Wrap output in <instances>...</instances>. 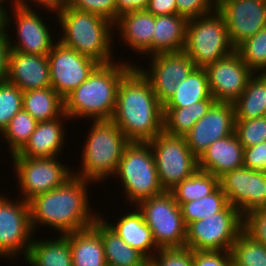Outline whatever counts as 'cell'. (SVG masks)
<instances>
[{"label": "cell", "mask_w": 266, "mask_h": 266, "mask_svg": "<svg viewBox=\"0 0 266 266\" xmlns=\"http://www.w3.org/2000/svg\"><path fill=\"white\" fill-rule=\"evenodd\" d=\"M163 104L134 66L120 81L112 121L130 142H148L163 132Z\"/></svg>", "instance_id": "cell-1"}, {"label": "cell", "mask_w": 266, "mask_h": 266, "mask_svg": "<svg viewBox=\"0 0 266 266\" xmlns=\"http://www.w3.org/2000/svg\"><path fill=\"white\" fill-rule=\"evenodd\" d=\"M91 181L73 175L56 189L40 194L29 201L33 231L43 225L62 236L93 226L100 217L92 213L88 196Z\"/></svg>", "instance_id": "cell-2"}, {"label": "cell", "mask_w": 266, "mask_h": 266, "mask_svg": "<svg viewBox=\"0 0 266 266\" xmlns=\"http://www.w3.org/2000/svg\"><path fill=\"white\" fill-rule=\"evenodd\" d=\"M117 62V63H116ZM100 64L93 73L64 99V113L69 119H112L117 89L134 64L121 61Z\"/></svg>", "instance_id": "cell-3"}, {"label": "cell", "mask_w": 266, "mask_h": 266, "mask_svg": "<svg viewBox=\"0 0 266 266\" xmlns=\"http://www.w3.org/2000/svg\"><path fill=\"white\" fill-rule=\"evenodd\" d=\"M56 12L55 17L58 18L63 31L61 39H57L60 43L100 64L114 62L111 37L115 33L114 23L99 15L69 7L67 4Z\"/></svg>", "instance_id": "cell-4"}, {"label": "cell", "mask_w": 266, "mask_h": 266, "mask_svg": "<svg viewBox=\"0 0 266 266\" xmlns=\"http://www.w3.org/2000/svg\"><path fill=\"white\" fill-rule=\"evenodd\" d=\"M75 176L98 183L115 176L125 147L130 141L111 120H93Z\"/></svg>", "instance_id": "cell-5"}, {"label": "cell", "mask_w": 266, "mask_h": 266, "mask_svg": "<svg viewBox=\"0 0 266 266\" xmlns=\"http://www.w3.org/2000/svg\"><path fill=\"white\" fill-rule=\"evenodd\" d=\"M116 175L121 180L130 206H137L140 202L164 192L148 142H130L125 147Z\"/></svg>", "instance_id": "cell-6"}, {"label": "cell", "mask_w": 266, "mask_h": 266, "mask_svg": "<svg viewBox=\"0 0 266 266\" xmlns=\"http://www.w3.org/2000/svg\"><path fill=\"white\" fill-rule=\"evenodd\" d=\"M233 51L225 21L217 9L187 20L183 52L196 67L206 68Z\"/></svg>", "instance_id": "cell-7"}, {"label": "cell", "mask_w": 266, "mask_h": 266, "mask_svg": "<svg viewBox=\"0 0 266 266\" xmlns=\"http://www.w3.org/2000/svg\"><path fill=\"white\" fill-rule=\"evenodd\" d=\"M240 211L228 204L221 212L186 227L185 247L194 251L230 252L236 238L243 232Z\"/></svg>", "instance_id": "cell-8"}, {"label": "cell", "mask_w": 266, "mask_h": 266, "mask_svg": "<svg viewBox=\"0 0 266 266\" xmlns=\"http://www.w3.org/2000/svg\"><path fill=\"white\" fill-rule=\"evenodd\" d=\"M136 207L152 231L158 249L185 248L187 226L170 191L152 196Z\"/></svg>", "instance_id": "cell-9"}, {"label": "cell", "mask_w": 266, "mask_h": 266, "mask_svg": "<svg viewBox=\"0 0 266 266\" xmlns=\"http://www.w3.org/2000/svg\"><path fill=\"white\" fill-rule=\"evenodd\" d=\"M148 143L164 191L172 190L199 169L198 158L188 147L185 136H172L163 131Z\"/></svg>", "instance_id": "cell-10"}, {"label": "cell", "mask_w": 266, "mask_h": 266, "mask_svg": "<svg viewBox=\"0 0 266 266\" xmlns=\"http://www.w3.org/2000/svg\"><path fill=\"white\" fill-rule=\"evenodd\" d=\"M18 179L22 200L29 202L34 197L58 188L74 173L57 158H29L11 156Z\"/></svg>", "instance_id": "cell-11"}, {"label": "cell", "mask_w": 266, "mask_h": 266, "mask_svg": "<svg viewBox=\"0 0 266 266\" xmlns=\"http://www.w3.org/2000/svg\"><path fill=\"white\" fill-rule=\"evenodd\" d=\"M16 199L13 201L0 194V249L8 259H15L21 253L25 260L35 232L29 202Z\"/></svg>", "instance_id": "cell-12"}, {"label": "cell", "mask_w": 266, "mask_h": 266, "mask_svg": "<svg viewBox=\"0 0 266 266\" xmlns=\"http://www.w3.org/2000/svg\"><path fill=\"white\" fill-rule=\"evenodd\" d=\"M219 186L228 203L237 208L242 218L266 208V172L245 166L222 175Z\"/></svg>", "instance_id": "cell-13"}, {"label": "cell", "mask_w": 266, "mask_h": 266, "mask_svg": "<svg viewBox=\"0 0 266 266\" xmlns=\"http://www.w3.org/2000/svg\"><path fill=\"white\" fill-rule=\"evenodd\" d=\"M51 87L65 99L100 65L96 60L78 53L58 40L49 52Z\"/></svg>", "instance_id": "cell-14"}, {"label": "cell", "mask_w": 266, "mask_h": 266, "mask_svg": "<svg viewBox=\"0 0 266 266\" xmlns=\"http://www.w3.org/2000/svg\"><path fill=\"white\" fill-rule=\"evenodd\" d=\"M10 11L6 13V30L11 27V20L14 19L16 27V39L9 38L11 51L23 54L48 55L53 46L54 37L51 36L50 28L37 13L35 8H23L11 4ZM35 9V10H34ZM14 16V17H12ZM12 17V18H11ZM18 39L17 42H15Z\"/></svg>", "instance_id": "cell-15"}, {"label": "cell", "mask_w": 266, "mask_h": 266, "mask_svg": "<svg viewBox=\"0 0 266 266\" xmlns=\"http://www.w3.org/2000/svg\"><path fill=\"white\" fill-rule=\"evenodd\" d=\"M149 70L134 66L150 82L157 99L164 104L175 93L179 82L196 68L193 60L184 52L151 55Z\"/></svg>", "instance_id": "cell-16"}, {"label": "cell", "mask_w": 266, "mask_h": 266, "mask_svg": "<svg viewBox=\"0 0 266 266\" xmlns=\"http://www.w3.org/2000/svg\"><path fill=\"white\" fill-rule=\"evenodd\" d=\"M236 49L266 27V0H227L217 6Z\"/></svg>", "instance_id": "cell-17"}, {"label": "cell", "mask_w": 266, "mask_h": 266, "mask_svg": "<svg viewBox=\"0 0 266 266\" xmlns=\"http://www.w3.org/2000/svg\"><path fill=\"white\" fill-rule=\"evenodd\" d=\"M210 93L216 102L233 103L245 90L254 73L235 50L206 68Z\"/></svg>", "instance_id": "cell-18"}, {"label": "cell", "mask_w": 266, "mask_h": 266, "mask_svg": "<svg viewBox=\"0 0 266 266\" xmlns=\"http://www.w3.org/2000/svg\"><path fill=\"white\" fill-rule=\"evenodd\" d=\"M235 111L230 102H215L185 135L188 147L199 158L215 141L234 133Z\"/></svg>", "instance_id": "cell-19"}, {"label": "cell", "mask_w": 266, "mask_h": 266, "mask_svg": "<svg viewBox=\"0 0 266 266\" xmlns=\"http://www.w3.org/2000/svg\"><path fill=\"white\" fill-rule=\"evenodd\" d=\"M6 81L23 92L51 87L48 56L11 51Z\"/></svg>", "instance_id": "cell-20"}, {"label": "cell", "mask_w": 266, "mask_h": 266, "mask_svg": "<svg viewBox=\"0 0 266 266\" xmlns=\"http://www.w3.org/2000/svg\"><path fill=\"white\" fill-rule=\"evenodd\" d=\"M70 120L63 113L60 117L50 120L38 122L36 129L31 134L25 146L15 154L17 157L29 158H53L58 157V154L64 148L65 133L64 120Z\"/></svg>", "instance_id": "cell-21"}, {"label": "cell", "mask_w": 266, "mask_h": 266, "mask_svg": "<svg viewBox=\"0 0 266 266\" xmlns=\"http://www.w3.org/2000/svg\"><path fill=\"white\" fill-rule=\"evenodd\" d=\"M244 147L235 133L211 144L198 158L199 170L220 178L222 175L243 166Z\"/></svg>", "instance_id": "cell-22"}, {"label": "cell", "mask_w": 266, "mask_h": 266, "mask_svg": "<svg viewBox=\"0 0 266 266\" xmlns=\"http://www.w3.org/2000/svg\"><path fill=\"white\" fill-rule=\"evenodd\" d=\"M154 27L155 16L147 10L125 13L114 24L124 45L126 43L134 52L148 56L152 55Z\"/></svg>", "instance_id": "cell-23"}, {"label": "cell", "mask_w": 266, "mask_h": 266, "mask_svg": "<svg viewBox=\"0 0 266 266\" xmlns=\"http://www.w3.org/2000/svg\"><path fill=\"white\" fill-rule=\"evenodd\" d=\"M122 215L115 223L110 224L105 217H100L107 225L114 230L124 242L132 248L141 252L148 260H150L159 250L155 244L152 231L144 221L142 213L137 209ZM152 251V252H151ZM154 251V252H153Z\"/></svg>", "instance_id": "cell-24"}, {"label": "cell", "mask_w": 266, "mask_h": 266, "mask_svg": "<svg viewBox=\"0 0 266 266\" xmlns=\"http://www.w3.org/2000/svg\"><path fill=\"white\" fill-rule=\"evenodd\" d=\"M93 227L101 236L106 266H149V260L124 242L101 217L94 222Z\"/></svg>", "instance_id": "cell-25"}, {"label": "cell", "mask_w": 266, "mask_h": 266, "mask_svg": "<svg viewBox=\"0 0 266 266\" xmlns=\"http://www.w3.org/2000/svg\"><path fill=\"white\" fill-rule=\"evenodd\" d=\"M187 19L178 14L155 16L152 55L180 53L185 46Z\"/></svg>", "instance_id": "cell-26"}, {"label": "cell", "mask_w": 266, "mask_h": 266, "mask_svg": "<svg viewBox=\"0 0 266 266\" xmlns=\"http://www.w3.org/2000/svg\"><path fill=\"white\" fill-rule=\"evenodd\" d=\"M64 236L70 242L73 266H106L104 245L93 226Z\"/></svg>", "instance_id": "cell-27"}, {"label": "cell", "mask_w": 266, "mask_h": 266, "mask_svg": "<svg viewBox=\"0 0 266 266\" xmlns=\"http://www.w3.org/2000/svg\"><path fill=\"white\" fill-rule=\"evenodd\" d=\"M25 263L29 266H73L70 242L62 235L54 240L34 238Z\"/></svg>", "instance_id": "cell-28"}, {"label": "cell", "mask_w": 266, "mask_h": 266, "mask_svg": "<svg viewBox=\"0 0 266 266\" xmlns=\"http://www.w3.org/2000/svg\"><path fill=\"white\" fill-rule=\"evenodd\" d=\"M233 105L235 120L266 116V73H254Z\"/></svg>", "instance_id": "cell-29"}, {"label": "cell", "mask_w": 266, "mask_h": 266, "mask_svg": "<svg viewBox=\"0 0 266 266\" xmlns=\"http://www.w3.org/2000/svg\"><path fill=\"white\" fill-rule=\"evenodd\" d=\"M211 95L193 105L183 108H163V131L172 136H185L215 103Z\"/></svg>", "instance_id": "cell-30"}, {"label": "cell", "mask_w": 266, "mask_h": 266, "mask_svg": "<svg viewBox=\"0 0 266 266\" xmlns=\"http://www.w3.org/2000/svg\"><path fill=\"white\" fill-rule=\"evenodd\" d=\"M22 107L37 122L50 121L64 113V99L52 88L23 92Z\"/></svg>", "instance_id": "cell-31"}, {"label": "cell", "mask_w": 266, "mask_h": 266, "mask_svg": "<svg viewBox=\"0 0 266 266\" xmlns=\"http://www.w3.org/2000/svg\"><path fill=\"white\" fill-rule=\"evenodd\" d=\"M210 96L207 71L196 67L187 78L178 83L175 93L163 104V108L188 107Z\"/></svg>", "instance_id": "cell-32"}, {"label": "cell", "mask_w": 266, "mask_h": 266, "mask_svg": "<svg viewBox=\"0 0 266 266\" xmlns=\"http://www.w3.org/2000/svg\"><path fill=\"white\" fill-rule=\"evenodd\" d=\"M218 187V177L198 169L189 178L184 179L181 183L176 185L170 192L176 203L180 206L183 203L198 200L210 195Z\"/></svg>", "instance_id": "cell-33"}, {"label": "cell", "mask_w": 266, "mask_h": 266, "mask_svg": "<svg viewBox=\"0 0 266 266\" xmlns=\"http://www.w3.org/2000/svg\"><path fill=\"white\" fill-rule=\"evenodd\" d=\"M228 200L219 186L213 193L180 205L181 214L186 226L194 221L202 220L221 212L227 205Z\"/></svg>", "instance_id": "cell-34"}, {"label": "cell", "mask_w": 266, "mask_h": 266, "mask_svg": "<svg viewBox=\"0 0 266 266\" xmlns=\"http://www.w3.org/2000/svg\"><path fill=\"white\" fill-rule=\"evenodd\" d=\"M37 124L38 122L23 108L11 119L1 133L9 145L10 156L17 154L25 146Z\"/></svg>", "instance_id": "cell-35"}, {"label": "cell", "mask_w": 266, "mask_h": 266, "mask_svg": "<svg viewBox=\"0 0 266 266\" xmlns=\"http://www.w3.org/2000/svg\"><path fill=\"white\" fill-rule=\"evenodd\" d=\"M230 253L234 266H266V246L244 231L236 238Z\"/></svg>", "instance_id": "cell-36"}, {"label": "cell", "mask_w": 266, "mask_h": 266, "mask_svg": "<svg viewBox=\"0 0 266 266\" xmlns=\"http://www.w3.org/2000/svg\"><path fill=\"white\" fill-rule=\"evenodd\" d=\"M235 50L253 73H266V27L246 39Z\"/></svg>", "instance_id": "cell-37"}, {"label": "cell", "mask_w": 266, "mask_h": 266, "mask_svg": "<svg viewBox=\"0 0 266 266\" xmlns=\"http://www.w3.org/2000/svg\"><path fill=\"white\" fill-rule=\"evenodd\" d=\"M23 91L5 81H0V133L11 119L23 108Z\"/></svg>", "instance_id": "cell-38"}, {"label": "cell", "mask_w": 266, "mask_h": 266, "mask_svg": "<svg viewBox=\"0 0 266 266\" xmlns=\"http://www.w3.org/2000/svg\"><path fill=\"white\" fill-rule=\"evenodd\" d=\"M234 133L244 148L266 141V116L235 120Z\"/></svg>", "instance_id": "cell-39"}, {"label": "cell", "mask_w": 266, "mask_h": 266, "mask_svg": "<svg viewBox=\"0 0 266 266\" xmlns=\"http://www.w3.org/2000/svg\"><path fill=\"white\" fill-rule=\"evenodd\" d=\"M67 5L79 11L99 15L114 24L117 22L116 0H71Z\"/></svg>", "instance_id": "cell-40"}, {"label": "cell", "mask_w": 266, "mask_h": 266, "mask_svg": "<svg viewBox=\"0 0 266 266\" xmlns=\"http://www.w3.org/2000/svg\"><path fill=\"white\" fill-rule=\"evenodd\" d=\"M149 266H194L192 250L186 247L159 249L149 260Z\"/></svg>", "instance_id": "cell-41"}, {"label": "cell", "mask_w": 266, "mask_h": 266, "mask_svg": "<svg viewBox=\"0 0 266 266\" xmlns=\"http://www.w3.org/2000/svg\"><path fill=\"white\" fill-rule=\"evenodd\" d=\"M243 231L256 242L266 246V208L246 216Z\"/></svg>", "instance_id": "cell-42"}, {"label": "cell", "mask_w": 266, "mask_h": 266, "mask_svg": "<svg viewBox=\"0 0 266 266\" xmlns=\"http://www.w3.org/2000/svg\"><path fill=\"white\" fill-rule=\"evenodd\" d=\"M176 6L177 14L184 16L187 20L217 9L215 0H176Z\"/></svg>", "instance_id": "cell-43"}, {"label": "cell", "mask_w": 266, "mask_h": 266, "mask_svg": "<svg viewBox=\"0 0 266 266\" xmlns=\"http://www.w3.org/2000/svg\"><path fill=\"white\" fill-rule=\"evenodd\" d=\"M194 266H234L232 255L227 251H194Z\"/></svg>", "instance_id": "cell-44"}, {"label": "cell", "mask_w": 266, "mask_h": 266, "mask_svg": "<svg viewBox=\"0 0 266 266\" xmlns=\"http://www.w3.org/2000/svg\"><path fill=\"white\" fill-rule=\"evenodd\" d=\"M243 166L266 172V141L244 148Z\"/></svg>", "instance_id": "cell-45"}, {"label": "cell", "mask_w": 266, "mask_h": 266, "mask_svg": "<svg viewBox=\"0 0 266 266\" xmlns=\"http://www.w3.org/2000/svg\"><path fill=\"white\" fill-rule=\"evenodd\" d=\"M8 30L0 35V81H5L8 74L9 55L11 47L9 44Z\"/></svg>", "instance_id": "cell-46"}, {"label": "cell", "mask_w": 266, "mask_h": 266, "mask_svg": "<svg viewBox=\"0 0 266 266\" xmlns=\"http://www.w3.org/2000/svg\"><path fill=\"white\" fill-rule=\"evenodd\" d=\"M146 10L154 16L177 14L176 0H149Z\"/></svg>", "instance_id": "cell-47"}, {"label": "cell", "mask_w": 266, "mask_h": 266, "mask_svg": "<svg viewBox=\"0 0 266 266\" xmlns=\"http://www.w3.org/2000/svg\"><path fill=\"white\" fill-rule=\"evenodd\" d=\"M13 5L23 7V8H32L30 2H33L35 4L36 8H42L49 11H52L56 15V11L61 7V0H9ZM40 6V7H38ZM55 11V12H54Z\"/></svg>", "instance_id": "cell-48"}, {"label": "cell", "mask_w": 266, "mask_h": 266, "mask_svg": "<svg viewBox=\"0 0 266 266\" xmlns=\"http://www.w3.org/2000/svg\"><path fill=\"white\" fill-rule=\"evenodd\" d=\"M116 2L117 20L125 13L146 10L149 4V0H116Z\"/></svg>", "instance_id": "cell-49"}, {"label": "cell", "mask_w": 266, "mask_h": 266, "mask_svg": "<svg viewBox=\"0 0 266 266\" xmlns=\"http://www.w3.org/2000/svg\"><path fill=\"white\" fill-rule=\"evenodd\" d=\"M5 3H0V35L6 31V13ZM4 6V7H3Z\"/></svg>", "instance_id": "cell-50"}, {"label": "cell", "mask_w": 266, "mask_h": 266, "mask_svg": "<svg viewBox=\"0 0 266 266\" xmlns=\"http://www.w3.org/2000/svg\"><path fill=\"white\" fill-rule=\"evenodd\" d=\"M71 0H61V7L64 5V4H68Z\"/></svg>", "instance_id": "cell-51"}, {"label": "cell", "mask_w": 266, "mask_h": 266, "mask_svg": "<svg viewBox=\"0 0 266 266\" xmlns=\"http://www.w3.org/2000/svg\"><path fill=\"white\" fill-rule=\"evenodd\" d=\"M224 1H227V0H215V4L216 6H218L221 2H224Z\"/></svg>", "instance_id": "cell-52"}, {"label": "cell", "mask_w": 266, "mask_h": 266, "mask_svg": "<svg viewBox=\"0 0 266 266\" xmlns=\"http://www.w3.org/2000/svg\"><path fill=\"white\" fill-rule=\"evenodd\" d=\"M0 257H5L6 259L8 258L3 252H2V250L0 249Z\"/></svg>", "instance_id": "cell-53"}, {"label": "cell", "mask_w": 266, "mask_h": 266, "mask_svg": "<svg viewBox=\"0 0 266 266\" xmlns=\"http://www.w3.org/2000/svg\"><path fill=\"white\" fill-rule=\"evenodd\" d=\"M6 0H0V3H5ZM9 0H7L6 2H8Z\"/></svg>", "instance_id": "cell-54"}]
</instances>
